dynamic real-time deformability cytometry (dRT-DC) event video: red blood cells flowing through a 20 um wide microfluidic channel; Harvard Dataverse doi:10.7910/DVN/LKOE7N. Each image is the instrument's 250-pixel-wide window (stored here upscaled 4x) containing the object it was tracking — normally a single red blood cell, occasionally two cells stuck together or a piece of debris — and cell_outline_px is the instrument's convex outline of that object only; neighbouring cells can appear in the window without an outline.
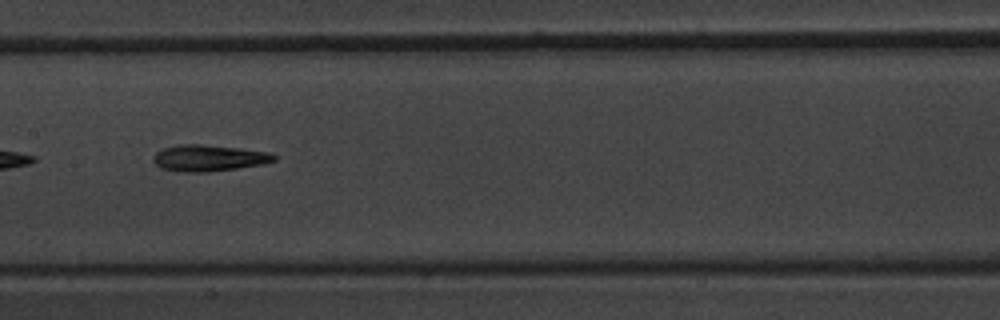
{"species": "common noctule bat (a hibernating species)", "species_latin": "Nyctalus noctula", "temperature_condition": "warm", "stored_images_in_passage": 14, "camera_frame_rate_fps": 3000, "um_per_image_px": 0.085, "animal": {"sex": "male", "body_mass_g": 20.1, "forearm_length_mm": 53.5}, "frame": {"image": 1, "passage_image": 12, "time_ms": 3.667, "image_size_px": [1000, 320], "cell_outline_px": [[276, 160], [264, 164], [208, 172], [180, 172], [160, 168], [152, 160], [152, 156], [156, 152], [164, 148], [180, 144], [200, 144], [240, 148], [268, 152], [276, 156]], "centroid_in_image_um": [17.72, 13.43], "position_along_channel_um": 189.7, "area_um2": 18.61}}